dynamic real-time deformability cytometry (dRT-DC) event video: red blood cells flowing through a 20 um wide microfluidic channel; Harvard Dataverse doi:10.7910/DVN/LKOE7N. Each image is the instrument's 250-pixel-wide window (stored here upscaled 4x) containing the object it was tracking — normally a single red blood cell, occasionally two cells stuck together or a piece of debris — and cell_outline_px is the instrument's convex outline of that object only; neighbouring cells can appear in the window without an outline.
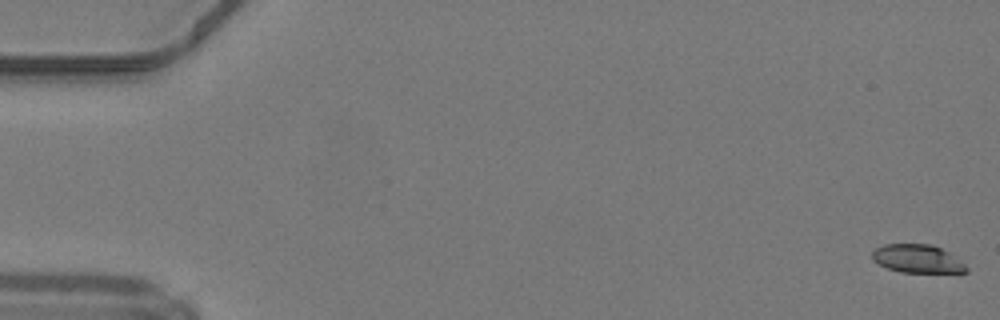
{"species": "common noctule bat (a hibernating species)", "species_latin": "Nyctalus noctula", "temperature_condition": "warm", "stored_images_in_passage": 50, "camera_frame_rate_fps": 3000, "um_per_image_px": 0.085, "animal": {"sex": "male", "body_mass_g": 19.2, "forearm_length_mm": 51.8}, "frame": {"image": 1, "passage_image": 1, "time_ms": 0.0, "image_size_px": [1000, 320], "cell_outline_px": [[968, 272], [900, 272], [888, 268], [872, 260], [872, 252], [876, 248], [884, 244], [932, 244], [948, 252], [964, 264], [968, 268]], "centroid_in_image_um": [77.96, 21.99], "position_along_channel_um": 7.0, "area_um2": 15.32}}
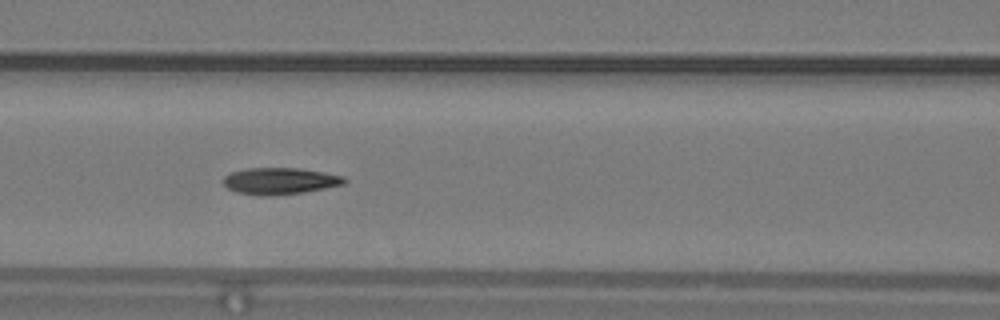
{"frame": {"image": 2, "passage_image": 22, "time_ms": 7.0, "image_size_px": [1000, 320], "cell_outline_px": [[348, 180], [344, 184], [304, 192], [268, 196], [260, 196], [236, 192], [228, 188], [224, 184], [224, 176], [232, 172], [248, 168], [300, 168], [324, 172], [344, 176]], "centroid_in_image_um": [23.81, 15.38], "position_along_channel_um": 142.8, "area_um2": 18.79}}
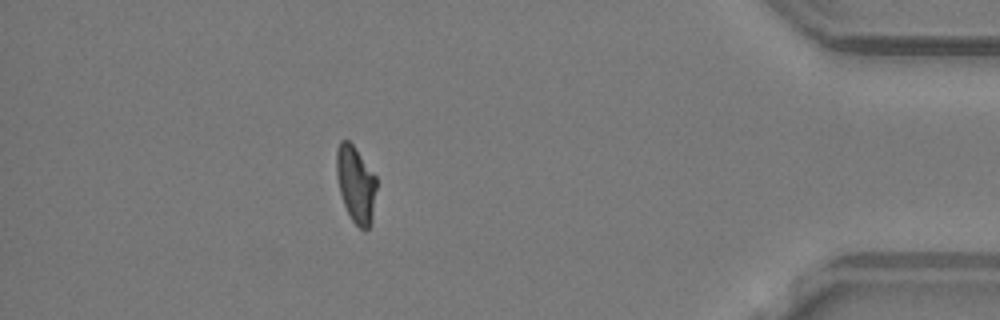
{"frame": {"image": 3, "passage_image": 44, "time_ms": 14.333, "image_size_px": [1000, 320], "cell_outline_px": [[376, 188], [372, 220], [368, 228], [364, 232], [352, 220], [344, 204], [340, 192], [336, 176], [336, 152], [340, 140], [348, 140], [352, 144], [376, 176]], "centroid_in_image_um": [30.23, 15.66], "position_along_channel_um": 405.0, "area_um2": 17.74}, "authors_computed_cell_mechanics": {"area_um2": 18.1203, "velocity_mm_per_s": 4.2295, "shape_relaxation_time_tau1_ms": null, "shape_relaxation_time_tau2_ms": 2.2013, "deformation_change_tau1": null, "deformation_change_tau2": 0.0888}}